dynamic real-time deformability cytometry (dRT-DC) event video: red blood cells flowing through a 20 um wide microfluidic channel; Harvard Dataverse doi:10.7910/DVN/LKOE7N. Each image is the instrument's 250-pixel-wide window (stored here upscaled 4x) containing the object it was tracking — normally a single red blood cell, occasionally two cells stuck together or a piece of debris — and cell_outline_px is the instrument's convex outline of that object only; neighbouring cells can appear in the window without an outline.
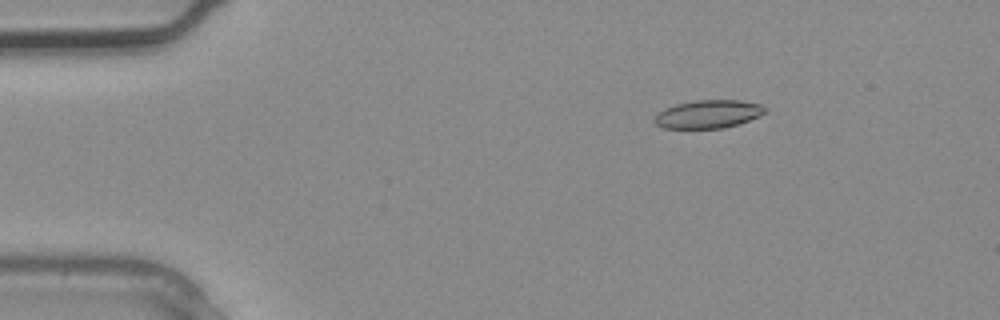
{"species": "common noctule bat (a hibernating species)", "species_latin": "Nyctalus noctula", "temperature_condition": "warm", "stored_images_in_passage": 3, "camera_frame_rate_fps": 3000, "um_per_image_px": 0.085, "animal": {"sex": "male", "body_mass_g": 20.4}, "frame": {"image": 1, "passage_image": 2, "time_ms": 0.333, "image_size_px": [1000, 320], "cell_outline_px": [[764, 112], [760, 116], [724, 128], [664, 128], [656, 124], [652, 120], [652, 116], [656, 112], [664, 108], [676, 104], [696, 100], [740, 100], [760, 104], [764, 108]], "centroid_in_image_um": [60.11, 9.7], "position_along_channel_um": 24.9, "area_um2": 18.15}}
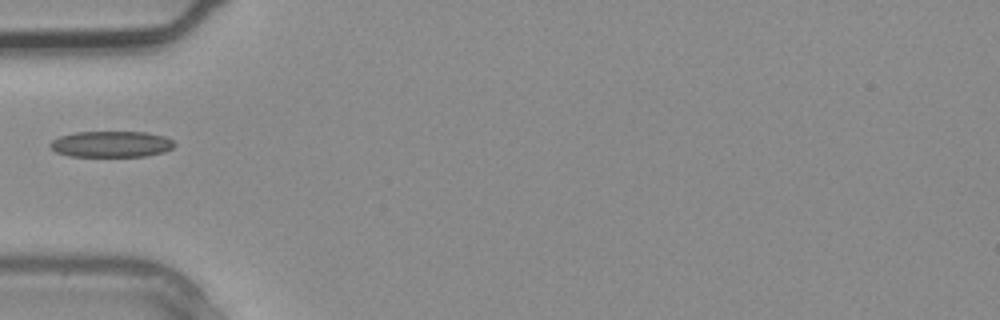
{"frame": {"image": 2, "passage_image": 3, "time_ms": 0.667, "image_size_px": [1000, 320], "cell_outline_px": [[176, 144], [172, 148], [164, 152], [148, 156], [68, 156], [56, 152], [48, 144], [52, 140], [60, 136], [76, 132], [144, 132], [164, 136], [172, 140]], "centroid_in_image_um": [9.46, 12.25], "position_along_channel_um": 75.5, "area_um2": 18.9}}